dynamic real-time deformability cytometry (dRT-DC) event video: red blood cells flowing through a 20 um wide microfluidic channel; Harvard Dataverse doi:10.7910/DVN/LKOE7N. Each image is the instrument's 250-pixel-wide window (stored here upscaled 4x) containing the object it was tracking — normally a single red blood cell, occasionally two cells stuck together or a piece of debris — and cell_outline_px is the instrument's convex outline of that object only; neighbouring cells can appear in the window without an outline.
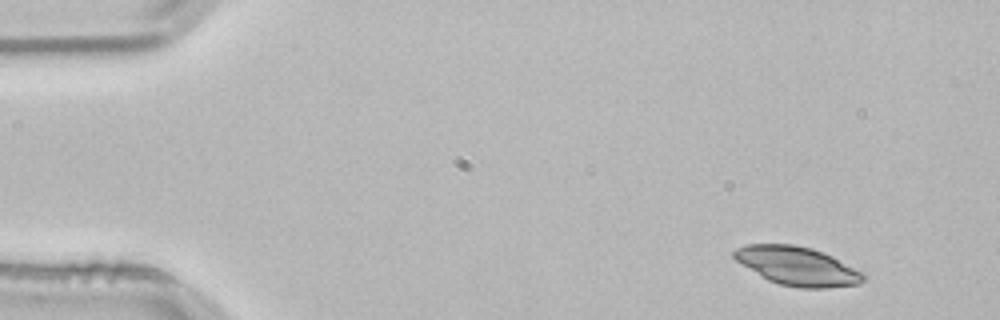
{"species": "common noctule bat (a hibernating species)", "species_latin": "Nyctalus noctula", "temperature_condition": "room temperature", "stored_images_in_passage": 53, "camera_frame_rate_fps": 3000, "um_per_image_px": 0.085, "animal": {"sex": "male", "body_mass_g": 21.5, "forearm_length_mm": 52.0}, "frame": {"image": 1, "passage_image": 5, "time_ms": 1.333, "image_size_px": [1000, 320], "cell_outline_px": [[868, 276], [860, 284], [828, 288], [800, 288], [780, 284], [768, 280], [736, 260], [732, 256], [732, 252], [736, 248], [744, 244], [792, 244], [812, 248], [832, 256], [864, 272]], "centroid_in_image_um": [67.81, 22.61], "position_along_channel_um": 17.2, "area_um2": 29.25}}